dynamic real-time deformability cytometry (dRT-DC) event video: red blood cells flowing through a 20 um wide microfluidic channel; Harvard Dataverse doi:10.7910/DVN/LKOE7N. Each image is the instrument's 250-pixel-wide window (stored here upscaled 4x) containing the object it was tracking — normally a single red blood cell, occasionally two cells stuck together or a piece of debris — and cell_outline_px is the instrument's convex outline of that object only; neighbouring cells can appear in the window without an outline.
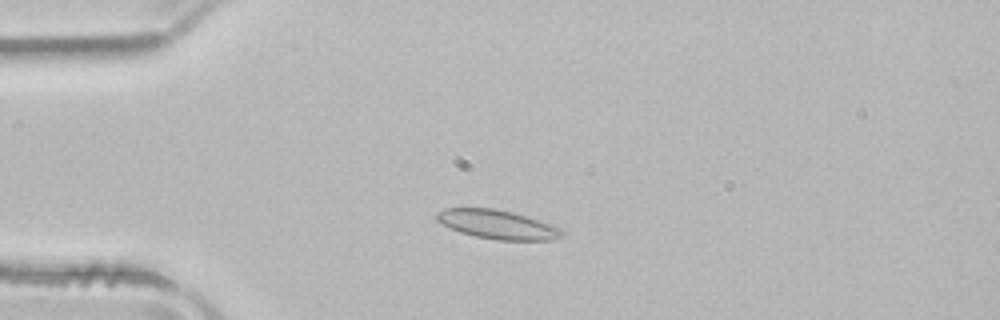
{"species": "common noctule bat (a hibernating species)", "species_latin": "Nyctalus noctula", "temperature_condition": "room temperature", "stored_images_in_passage": 49, "camera_frame_rate_fps": 3000, "um_per_image_px": 0.085, "animal": {"sex": "male", "body_mass_g": 21.5, "forearm_length_mm": 52.0}, "frame": {"image": 1, "passage_image": 10, "time_ms": 3.0, "image_size_px": [1000, 320], "cell_outline_px": [[564, 236], [552, 240], [496, 240], [476, 236], [460, 232], [440, 224], [436, 220], [436, 212], [444, 208], [496, 208], [528, 216], [560, 228], [564, 232]], "centroid_in_image_um": [42.26, 19.07], "position_along_channel_um": 42.7, "area_um2": 21.27}}
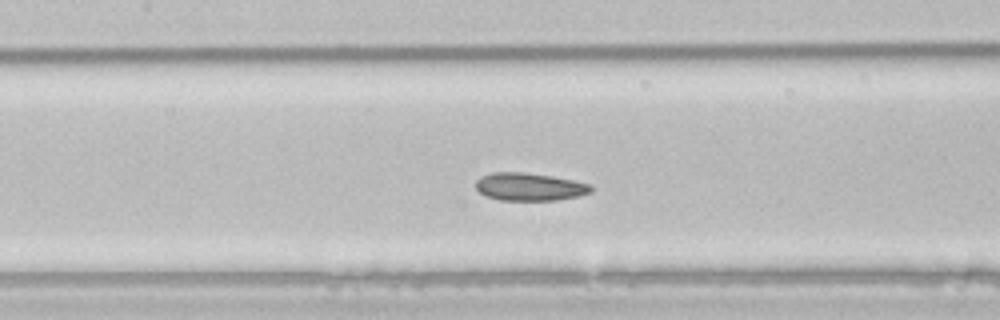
{"frame": {"image": 2, "passage_image": 21, "time_ms": 6.667, "image_size_px": [1000, 320], "cell_outline_px": [[592, 192], [576, 196], [556, 200], [500, 200], [484, 196], [476, 188], [476, 180], [480, 176], [492, 172], [524, 172], [552, 176], [592, 184]], "centroid_in_image_um": [44.98, 15.87], "position_along_channel_um": 162.4, "area_um2": 18.73}}
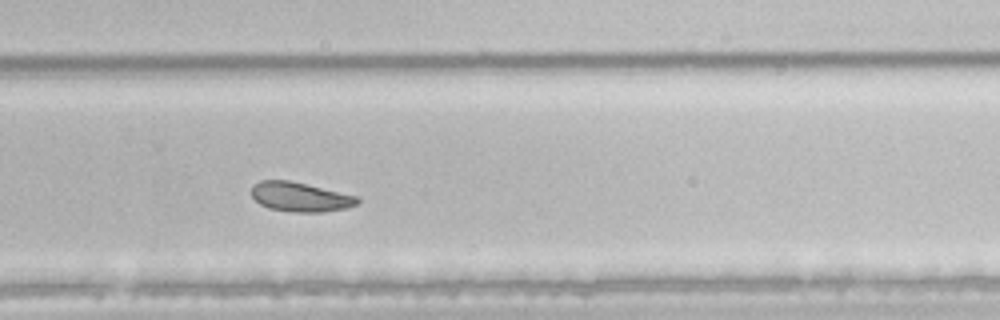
{"frame": {"image": 3, "passage_image": 32, "time_ms": 10.333, "image_size_px": [1000, 320], "cell_outline_px": [[360, 200], [356, 204], [348, 208], [324, 212], [292, 212], [268, 208], [260, 204], [252, 196], [252, 184], [260, 180], [288, 180], [356, 196]], "centroid_in_image_um": [25.48, 16.75], "position_along_channel_um": 304.3, "area_um2": 18.03}, "authors_computed_cell_mechanics": {"area_um2": 20.4034, "velocity_mm_per_s": 3.8913, "shape_relaxation_time_tau1_ms": 5.3901, "shape_relaxation_time_tau2_ms": 1.6849, "deformation_change_tau1": 0.0965, "deformation_change_tau2": 0.0508}}